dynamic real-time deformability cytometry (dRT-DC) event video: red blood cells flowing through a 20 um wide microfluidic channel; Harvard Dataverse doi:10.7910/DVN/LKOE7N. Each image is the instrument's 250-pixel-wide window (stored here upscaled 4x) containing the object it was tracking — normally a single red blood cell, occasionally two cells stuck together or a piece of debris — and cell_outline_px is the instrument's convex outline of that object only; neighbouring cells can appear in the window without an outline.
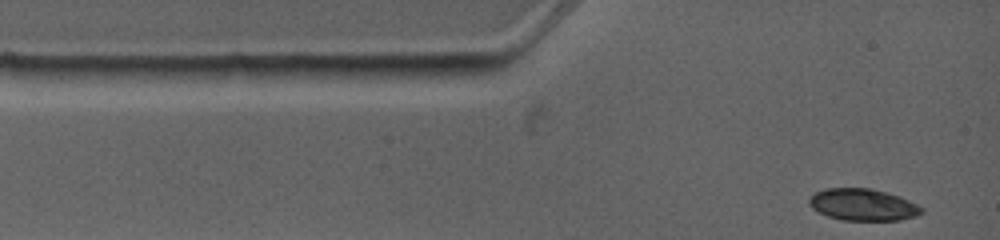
{"species": "common noctule bat (a hibernating species)", "species_latin": "Nyctalus noctula", "temperature_condition": "warm", "stored_images_in_passage": 7, "camera_frame_rate_fps": 4500, "um_per_image_px": 0.085, "animal": {"sex": "female", "body_mass_g": 19.0, "forearm_length_mm": 53.3}, "frame": {"image": 1, "passage_image": 1, "time_ms": 0.0, "image_size_px": [1000, 240], "cell_outline_px": [[924, 212], [916, 216], [900, 220], [844, 220], [828, 216], [812, 208], [808, 204], [808, 200], [816, 192], [824, 188], [868, 188], [900, 196], [924, 208]], "centroid_in_image_um": [73.36, 17.4], "position_along_channel_um": 11.6, "area_um2": 20.75}}
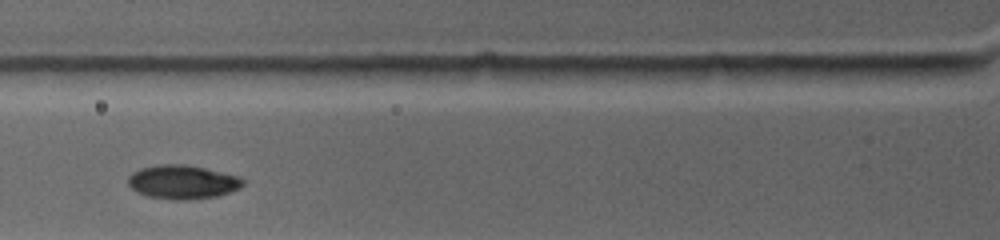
{"frame": {"image": 2, "passage_image": 5, "time_ms": 3.333, "image_size_px": [1000, 240], "cell_outline_px": [[244, 184], [240, 188], [232, 192], [216, 196], [184, 200], [176, 200], [148, 196], [136, 192], [128, 184], [128, 176], [132, 172], [140, 168], [160, 164], [184, 164], [204, 168], [240, 176], [244, 180]], "centroid_in_image_um": [15.52, 15.47], "position_along_channel_um": 110.3, "area_um2": 22.72}}
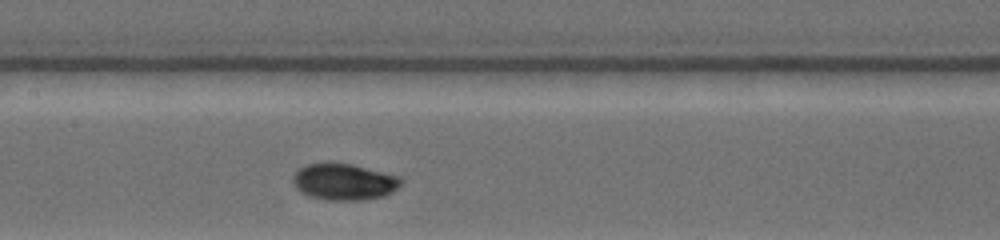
{"frame": {"image": 3, "passage_image": 7, "time_ms": 5.111, "image_size_px": [1000, 240], "cell_outline_px": [[400, 184], [392, 192], [384, 196], [360, 200], [328, 200], [312, 196], [296, 188], [292, 180], [292, 176], [300, 168], [308, 164], [352, 164], [400, 176]], "centroid_in_image_um": [29.26, 15.46], "position_along_channel_um": 178.1, "area_um2": 22.43}}